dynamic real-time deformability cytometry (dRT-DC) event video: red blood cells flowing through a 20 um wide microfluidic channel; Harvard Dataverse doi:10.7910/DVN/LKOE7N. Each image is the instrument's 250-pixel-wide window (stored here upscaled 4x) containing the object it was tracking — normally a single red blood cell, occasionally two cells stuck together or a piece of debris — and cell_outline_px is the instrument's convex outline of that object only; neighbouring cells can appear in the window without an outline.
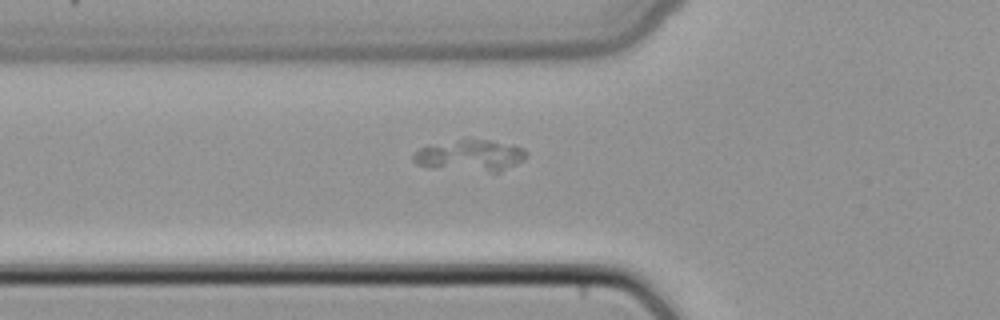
{"species": "common noctule bat (a hibernating species)", "species_latin": "Nyctalus noctula", "temperature_condition": "cold", "stored_images_in_passage": 28, "segment_of_instrument_passage": [1, 2], "camera_frame_rate_fps": 3000, "um_per_image_px": 0.085, "animal": {"sex": "female", "body_mass_g": 22.7, "forearm_length_mm": 54.2}, "frame": {"image": 1, "passage_image": 2, "time_ms": 0.333, "image_size_px": [1000, 320], "cell_outline_px": [[528, 156], [524, 160], [500, 172], [492, 172], [416, 164], [412, 160], [412, 152], [420, 148], [460, 140], [488, 140], [512, 144], [524, 148], [528, 152]], "centroid_in_image_um": [40.07, 13.21], "position_along_channel_um": 85.7, "area_um2": 20.0}}
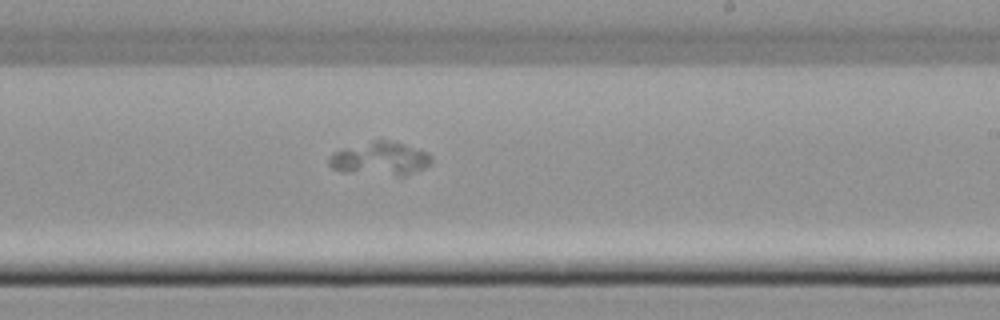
{"frame": {"image": 2, "passage_image": 14, "time_ms": 4.333, "image_size_px": [1000, 320], "cell_outline_px": [[432, 160], [424, 168], [404, 176], [396, 176], [344, 172], [332, 168], [328, 164], [328, 156], [332, 152], [340, 148], [372, 140], [388, 140], [404, 144], [428, 152], [432, 156]], "centroid_in_image_um": [32.26, 13.48], "position_along_channel_um": 256.7, "area_um2": 20.29}}
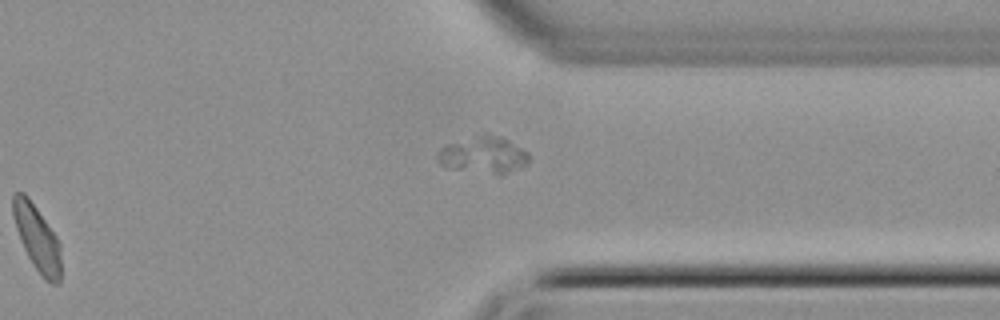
{"frame": {"image": 3, "passage_image": 22, "time_ms": 7.0, "image_size_px": [1000, 320], "cell_outline_px": [[60, 284], [52, 284], [44, 280], [32, 264], [24, 248], [16, 228], [12, 216], [12, 192], [24, 192], [28, 196], [56, 236], [60, 244]], "centroid_in_image_um": [3.14, 20.23], "position_along_channel_um": 408.3, "area_um2": 18.38}}